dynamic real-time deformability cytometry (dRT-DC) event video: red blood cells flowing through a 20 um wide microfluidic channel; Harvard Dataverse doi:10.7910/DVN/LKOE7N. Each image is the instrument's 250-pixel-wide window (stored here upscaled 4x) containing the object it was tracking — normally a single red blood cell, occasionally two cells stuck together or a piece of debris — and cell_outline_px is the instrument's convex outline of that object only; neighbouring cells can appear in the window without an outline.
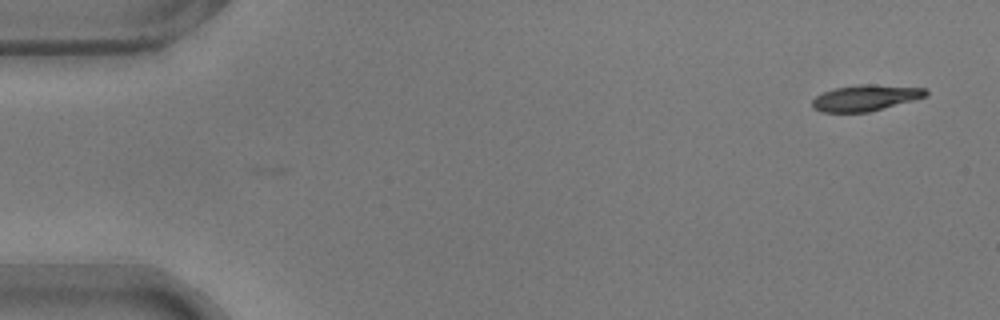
{"species": "common noctule bat (a hibernating species)", "species_latin": "Nyctalus noctula", "temperature_condition": "warm", "stored_images_in_passage": 4, "camera_frame_rate_fps": 3000, "um_per_image_px": 0.085, "animal": {"sex": "male", "body_mass_g": 17.9}, "frame": {"image": 1, "passage_image": 4, "time_ms": 1.0, "image_size_px": [1000, 320], "cell_outline_px": [[928, 96], [916, 100], [868, 112], [820, 112], [812, 108], [812, 100], [816, 96], [824, 92], [836, 88], [856, 84], [872, 84], [924, 88], [928, 92]], "centroid_in_image_um": [73.58, 8.32], "position_along_channel_um": 11.4, "area_um2": 17.34}}